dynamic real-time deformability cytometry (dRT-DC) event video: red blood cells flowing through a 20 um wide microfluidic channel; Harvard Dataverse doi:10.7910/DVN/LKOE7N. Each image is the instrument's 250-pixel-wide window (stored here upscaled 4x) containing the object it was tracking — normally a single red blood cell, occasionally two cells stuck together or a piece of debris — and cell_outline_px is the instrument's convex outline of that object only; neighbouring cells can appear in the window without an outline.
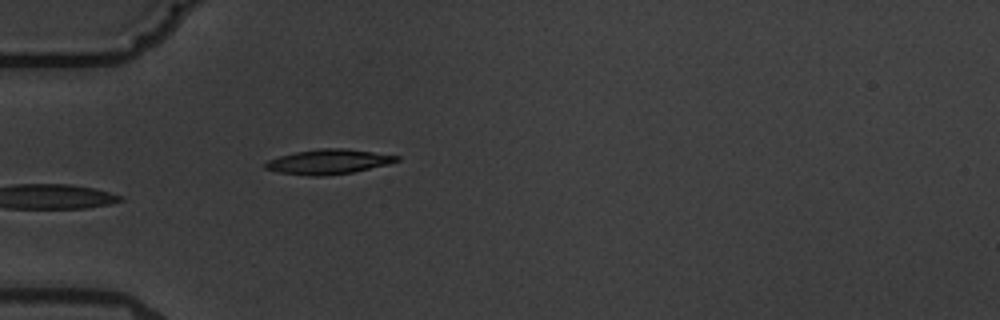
{"species": "common noctule bat (a hibernating species)", "species_latin": "Nyctalus noctula", "temperature_condition": "warm", "stored_images_in_passage": 5, "camera_frame_rate_fps": 3000, "um_per_image_px": 0.085, "animal": {"sex": "male", "body_mass_g": 19.5, "forearm_length_mm": 54.6}, "frame": {"image": 1, "passage_image": 5, "time_ms": 5.333, "image_size_px": [1000, 320], "cell_outline_px": [[400, 160], [388, 164], [352, 172], [324, 176], [308, 176], [276, 172], [264, 168], [264, 164], [268, 160], [280, 156], [296, 152], [316, 148], [344, 148], [400, 156]], "centroid_in_image_um": [27.89, 13.75], "position_along_channel_um": 57.1, "area_um2": 18.96}}